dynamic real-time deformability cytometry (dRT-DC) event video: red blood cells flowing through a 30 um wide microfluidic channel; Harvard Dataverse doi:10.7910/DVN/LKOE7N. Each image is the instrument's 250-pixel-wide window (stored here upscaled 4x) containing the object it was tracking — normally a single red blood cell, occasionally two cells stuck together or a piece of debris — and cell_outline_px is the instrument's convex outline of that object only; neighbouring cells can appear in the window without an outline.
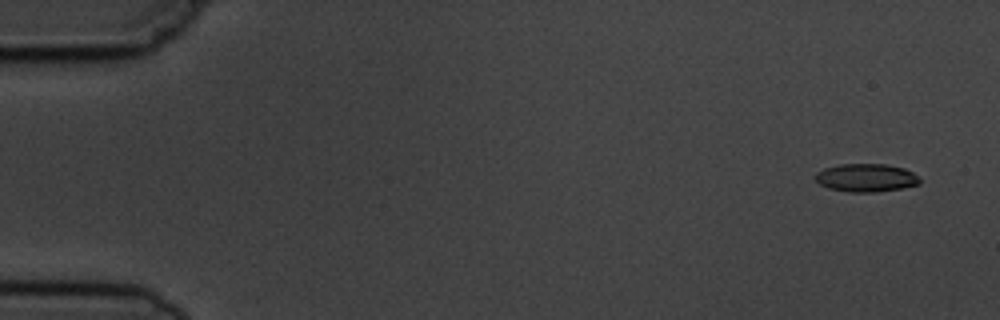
{"species": "common noctule bat (a hibernating species)", "species_latin": "Nyctalus noctula", "temperature_condition": "cold", "stored_images_in_passage": 6, "camera_frame_rate_fps": 3000, "um_per_image_px": 0.085, "animal": {"sex": "male", "body_mass_g": 19.5, "forearm_length_mm": 54.6}, "frame": {"image": 1, "passage_image": 1, "time_ms": 0.0, "image_size_px": [1000, 320], "cell_outline_px": [[920, 184], [900, 188], [876, 192], [848, 192], [828, 188], [820, 184], [816, 180], [816, 172], [824, 168], [840, 164], [884, 164], [904, 168], [912, 172], [920, 180]], "centroid_in_image_um": [73.6, 15.11], "position_along_channel_um": 11.4, "area_um2": 16.99}}
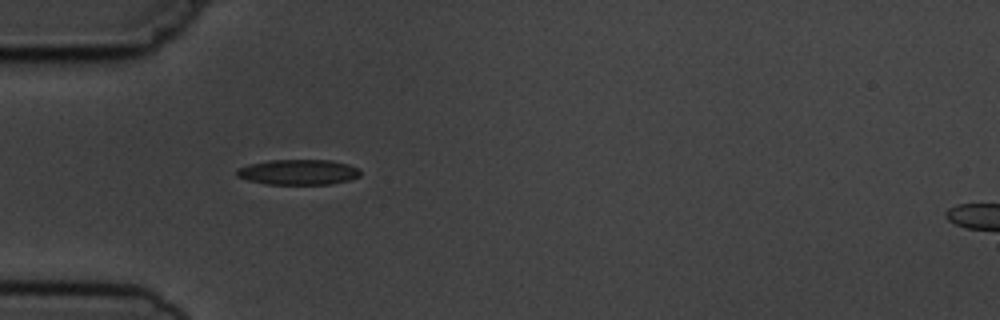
{"frame": {"image": 2, "passage_image": 5, "time_ms": 4.667, "image_size_px": [1000, 320], "cell_outline_px": [[360, 176], [348, 180], [332, 184], [264, 184], [248, 180], [236, 176], [236, 168], [248, 164], [268, 160], [332, 160], [348, 164], [360, 168]], "centroid_in_image_um": [25.34, 14.62], "position_along_channel_um": 59.7, "area_um2": 18.44}}
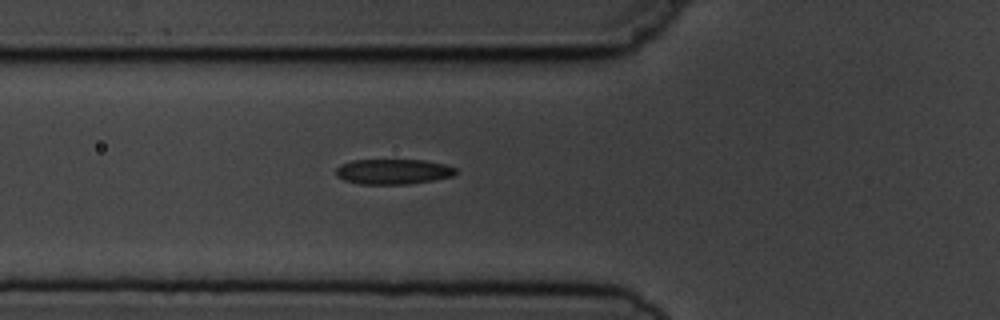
{"frame": {"image": 3, "passage_image": 6, "time_ms": 5.667, "image_size_px": [1000, 320], "cell_outline_px": [[456, 172], [452, 176], [432, 180], [408, 184], [360, 184], [344, 180], [336, 176], [336, 168], [340, 164], [352, 160], [424, 160], [444, 164], [456, 168]], "centroid_in_image_um": [33.38, 14.58], "position_along_channel_um": 92.4, "area_um2": 17.57}}